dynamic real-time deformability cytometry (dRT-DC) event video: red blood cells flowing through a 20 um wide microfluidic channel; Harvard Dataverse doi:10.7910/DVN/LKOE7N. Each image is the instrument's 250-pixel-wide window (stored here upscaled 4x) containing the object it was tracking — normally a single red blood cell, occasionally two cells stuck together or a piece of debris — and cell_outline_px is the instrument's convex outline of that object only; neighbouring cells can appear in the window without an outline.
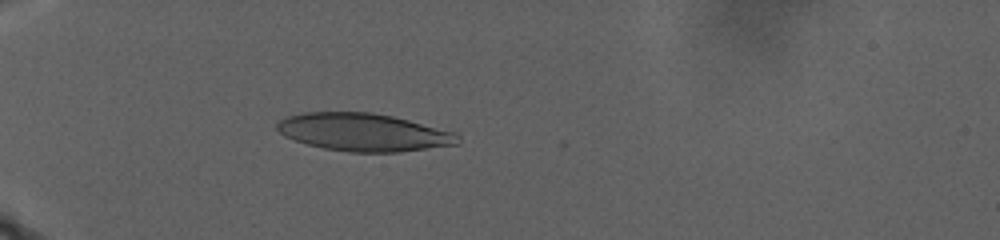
{"species": "human", "species_latin": "Homo sapiens", "temperature_condition": "warm", "stored_images_in_passage": 33, "camera_frame_rate_fps": 3000, "um_per_image_px": 0.085, "donor": {"sex": "male"}, "frame": {"image": 1, "passage_image": 1, "time_ms": 0.0, "image_size_px": [1000, 240], "cell_outline_px": [[460, 144], [396, 152], [348, 152], [324, 148], [308, 144], [284, 136], [276, 128], [276, 124], [284, 116], [304, 112], [372, 112], [392, 116], [456, 132], [460, 136]], "centroid_in_image_um": [30.9, 11.23], "position_along_channel_um": 54.1, "area_um2": 39.82}}
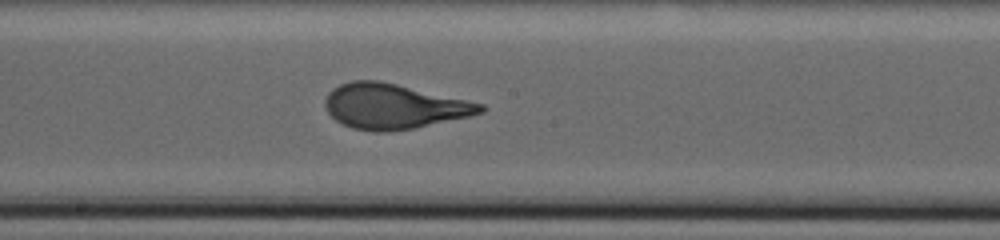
{"frame": {"image": 2, "passage_image": 13, "time_ms": 8.667, "image_size_px": [1000, 240], "cell_outline_px": [[484, 112], [468, 116], [416, 128], [388, 132], [376, 132], [352, 128], [336, 120], [328, 112], [324, 104], [324, 100], [328, 92], [332, 88], [340, 84], [352, 80], [380, 80], [484, 104]], "centroid_in_image_um": [33.43, 9.04], "position_along_channel_um": 214.8, "area_um2": 40.69}}
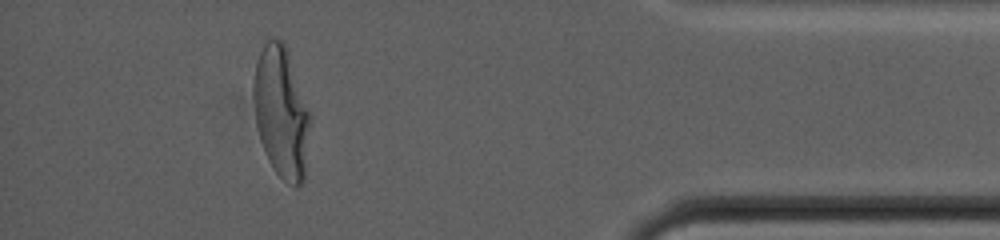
{"frame": {"image": 3, "passage_image": 29, "time_ms": 19.0, "image_size_px": [1000, 240], "cell_outline_px": [[312, 120], [304, 180], [296, 188], [284, 180], [272, 168], [268, 160], [256, 124], [252, 96], [252, 80], [256, 64], [260, 52], [264, 44], [268, 40], [284, 40], [312, 116]], "centroid_in_image_um": [23.93, 9.55], "position_along_channel_um": 411.3, "area_um2": 43.81}, "authors_computed_cell_mechanics": {"area_um2": 40.2288, "velocity_mm_per_s": 2.2327, "shape_relaxation_time_tau1_ms": 7.2357, "shape_relaxation_time_tau2_ms": null, "deformation_change_tau1": 0.2388, "deformation_change_tau2": null}}